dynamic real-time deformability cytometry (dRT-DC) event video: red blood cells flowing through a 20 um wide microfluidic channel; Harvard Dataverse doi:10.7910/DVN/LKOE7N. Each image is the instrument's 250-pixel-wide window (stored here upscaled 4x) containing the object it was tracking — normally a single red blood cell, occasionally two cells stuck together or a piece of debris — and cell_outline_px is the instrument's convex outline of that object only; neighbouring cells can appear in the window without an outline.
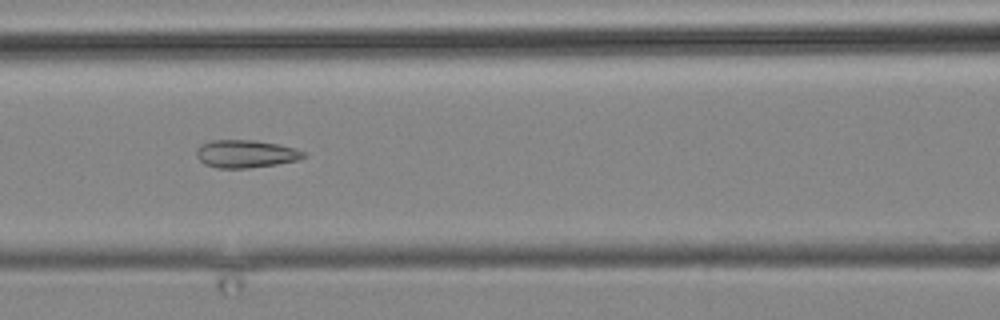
{"species": "common noctule bat (a hibernating species)", "species_latin": "Nyctalus noctula", "temperature_condition": "cold", "stored_images_in_passage": 14, "camera_frame_rate_fps": 3000, "um_per_image_px": 0.085, "animal": {"sex": "male", "body_mass_g": 19.2, "forearm_length_mm": 51.8}, "frame": {"image": 1, "passage_image": 12, "time_ms": 13.667, "image_size_px": [1000, 320], "cell_outline_px": [[308, 156], [296, 160], [276, 164], [248, 168], [216, 168], [204, 164], [196, 156], [196, 148], [200, 144], [212, 140], [256, 140], [296, 148], [304, 152]], "centroid_in_image_um": [20.86, 13.07], "position_along_channel_um": 145.7, "area_um2": 17.4}}
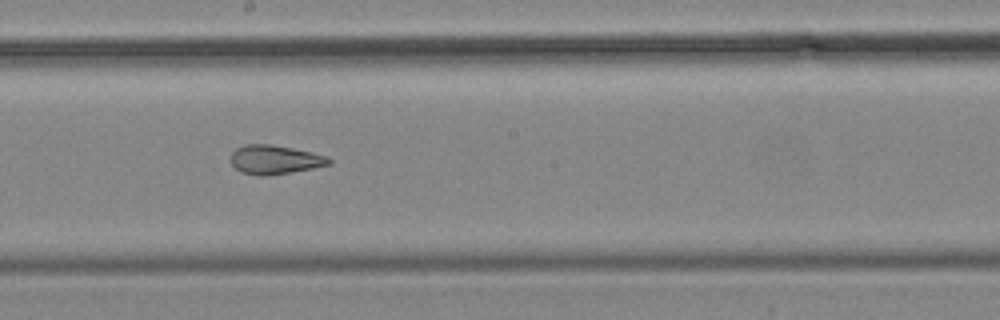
{"frame": {"image": 2, "passage_image": 14, "time_ms": 16.0, "image_size_px": [1000, 320], "cell_outline_px": [[332, 164], [312, 168], [264, 176], [260, 176], [244, 172], [236, 168], [228, 160], [232, 152], [236, 148], [244, 144], [268, 144], [292, 148], [312, 152], [328, 156], [332, 160]], "centroid_in_image_um": [23.35, 13.55], "position_along_channel_um": 224.8, "area_um2": 16.53}}